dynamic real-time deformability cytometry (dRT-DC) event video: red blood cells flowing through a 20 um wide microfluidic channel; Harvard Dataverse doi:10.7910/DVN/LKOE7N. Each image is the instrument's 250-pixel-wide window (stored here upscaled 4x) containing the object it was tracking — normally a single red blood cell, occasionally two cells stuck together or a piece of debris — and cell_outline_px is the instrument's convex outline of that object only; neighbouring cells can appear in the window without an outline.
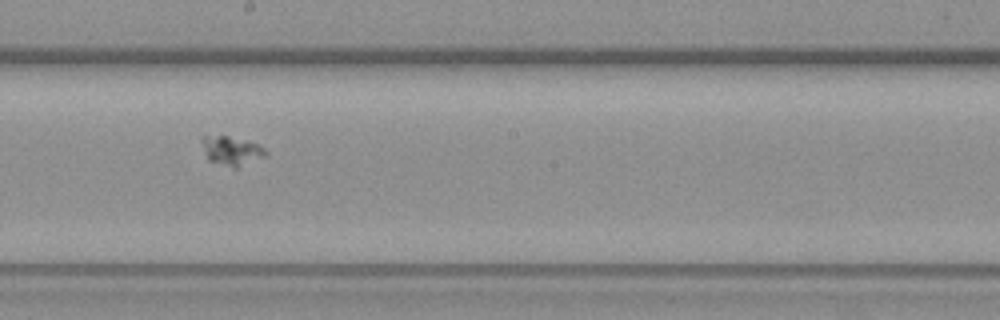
{"species": "common noctule bat (a hibernating species)", "species_latin": "Nyctalus noctula", "temperature_condition": "warm", "stored_images_in_passage": 17, "camera_frame_rate_fps": 3000, "um_per_image_px": 0.085, "animal": {"sex": "female", "body_mass_g": 19.3, "forearm_length_mm": 54.1}, "frame": {"image": 1, "passage_image": 10, "time_ms": 11.667, "image_size_px": [1000, 320], "cell_outline_px": [[268, 152], [264, 156], [236, 168], [208, 160], [200, 136], [228, 136], [248, 140], [260, 144]], "centroid_in_image_um": [19.71, 12.79], "position_along_channel_um": 228.5, "area_um2": 10.64}}